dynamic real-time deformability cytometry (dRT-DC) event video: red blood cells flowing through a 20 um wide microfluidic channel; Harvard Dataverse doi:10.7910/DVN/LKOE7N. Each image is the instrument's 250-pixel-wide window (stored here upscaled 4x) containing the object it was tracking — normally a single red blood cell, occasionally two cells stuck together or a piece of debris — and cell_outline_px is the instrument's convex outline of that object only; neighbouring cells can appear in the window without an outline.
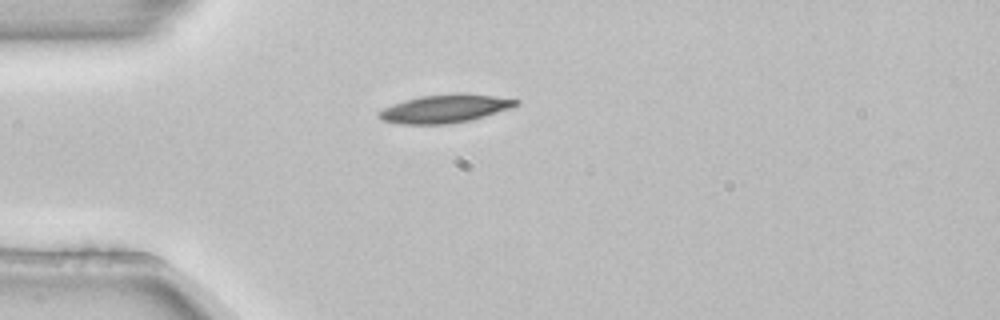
{"species": "common noctule bat (a hibernating species)", "species_latin": "Nyctalus noctula", "temperature_condition": "room temperature", "stored_images_in_passage": 1, "camera_frame_rate_fps": 3000, "um_per_image_px": 0.085, "animal": {"sex": "female", "body_mass_g": 22.7, "forearm_length_mm": 54.2}, "frame": {"image": 1, "passage_image": 1, "time_ms": 0.0, "image_size_px": [1000, 320], "cell_outline_px": [[520, 104], [512, 108], [472, 120], [448, 124], [400, 124], [384, 120], [376, 116], [376, 112], [392, 104], [404, 100], [420, 96], [492, 96], [520, 100]], "centroid_in_image_um": [37.78, 9.29], "position_along_channel_um": 47.2, "area_um2": 21.73}}